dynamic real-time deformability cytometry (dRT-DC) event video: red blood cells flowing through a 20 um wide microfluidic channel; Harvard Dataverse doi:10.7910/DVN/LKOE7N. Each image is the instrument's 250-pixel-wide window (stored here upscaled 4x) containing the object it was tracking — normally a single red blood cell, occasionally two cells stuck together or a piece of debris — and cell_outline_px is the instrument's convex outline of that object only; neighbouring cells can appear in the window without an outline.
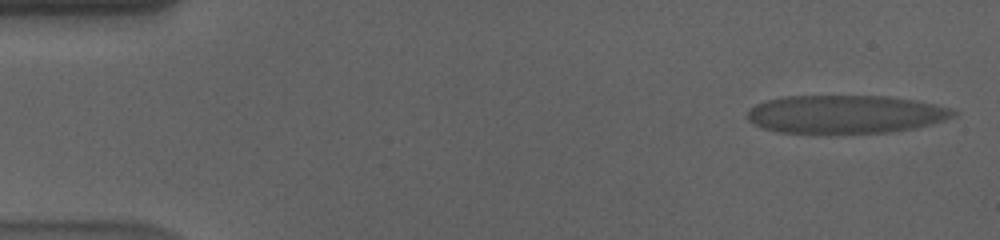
{"species": "human", "species_latin": "Homo sapiens", "temperature_condition": "cold", "stored_images_in_passage": 56, "camera_frame_rate_fps": 3000, "um_per_image_px": 0.085, "donor": {"sex": "male"}, "frame": {"image": 1, "passage_image": 2, "time_ms": 0.333, "image_size_px": [1000, 240], "cell_outline_px": [[956, 116], [932, 124], [916, 128], [888, 132], [776, 132], [760, 128], [748, 120], [748, 108], [756, 104], [768, 100], [784, 96], [888, 96], [916, 100], [936, 104], [948, 108], [956, 112]], "centroid_in_image_um": [71.86, 9.7], "position_along_channel_um": 13.1, "area_um2": 45.72}}
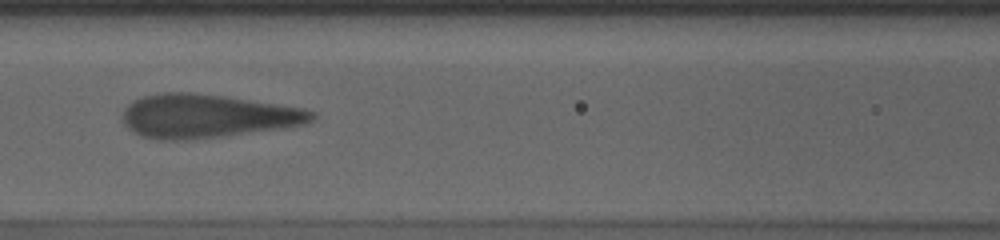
{"frame": {"image": 2, "passage_image": 24, "time_ms": 7.667, "image_size_px": [1000, 240], "cell_outline_px": [[316, 116], [312, 120], [304, 124], [284, 128], [224, 136], [184, 140], [160, 140], [140, 136], [132, 132], [124, 124], [120, 116], [124, 108], [132, 100], [144, 96], [160, 92], [192, 92], [224, 96], [304, 108], [316, 112]], "centroid_in_image_um": [17.55, 9.87], "position_along_channel_um": 149.0, "area_um2": 48.49}}
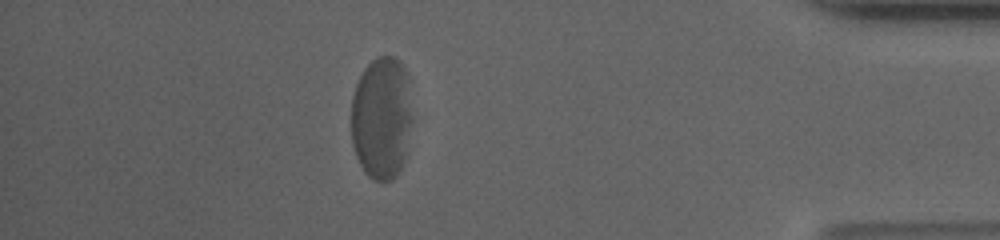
{"frame": {"image": 3, "passage_image": 49, "time_ms": 16.0, "image_size_px": [1000, 240], "cell_outline_px": [[416, 116], [408, 156], [396, 176], [392, 180], [372, 180], [364, 172], [356, 156], [352, 144], [352, 96], [356, 84], [364, 68], [376, 56], [392, 56], [400, 60], [408, 72]], "centroid_in_image_um": [32.54, 10.02], "position_along_channel_um": 402.7, "area_um2": 45.95}, "authors_computed_cell_mechanics": {"area_um2": 48.0318, "velocity_mm_per_s": 3.5402, "shape_relaxation_time_tau1_ms": 10.9619, "shape_relaxation_time_tau2_ms": 0.8755, "deformation_change_tau1": 0.2817, "deformation_change_tau2": 0.058}}